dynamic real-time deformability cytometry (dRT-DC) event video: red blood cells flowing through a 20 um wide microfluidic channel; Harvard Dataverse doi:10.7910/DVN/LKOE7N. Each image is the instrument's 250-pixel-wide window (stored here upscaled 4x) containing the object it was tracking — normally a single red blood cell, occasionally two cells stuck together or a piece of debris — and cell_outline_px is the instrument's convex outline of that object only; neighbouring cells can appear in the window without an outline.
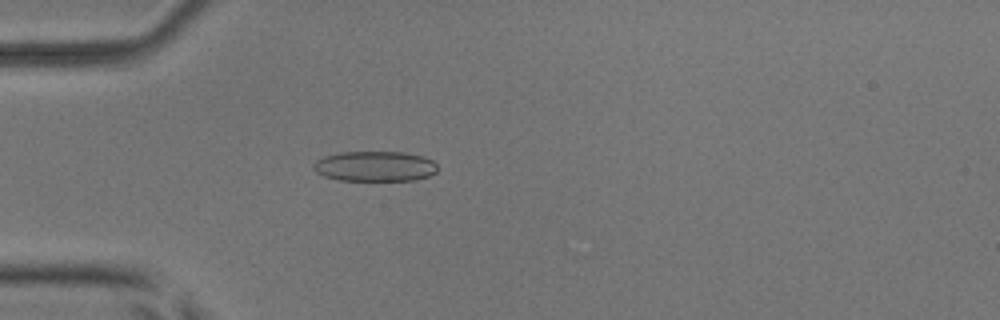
{"species": "common noctule bat (a hibernating species)", "species_latin": "Nyctalus noctula", "temperature_condition": "room temperature", "stored_images_in_passage": 53, "camera_frame_rate_fps": 3000, "um_per_image_px": 0.085, "animal": {"sex": "male", "body_mass_g": 17.9, "forearm_length_mm": 54.2}, "frame": {"image": 1, "passage_image": 16, "time_ms": 5.0, "image_size_px": [1000, 320], "cell_outline_px": [[440, 168], [436, 172], [428, 176], [416, 180], [340, 180], [324, 176], [316, 172], [312, 168], [312, 164], [316, 160], [324, 156], [340, 152], [404, 152], [424, 156], [432, 160]], "centroid_in_image_um": [31.88, 14.13], "position_along_channel_um": 53.1, "area_um2": 22.02}}
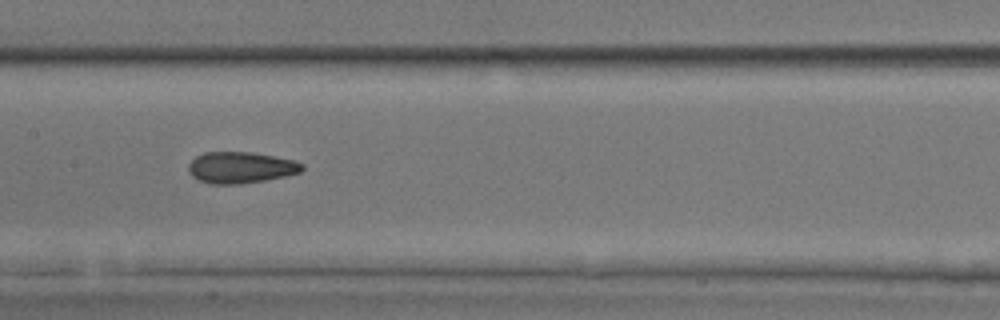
{"frame": {"image": 2, "passage_image": 27, "time_ms": 8.667, "image_size_px": [1000, 320], "cell_outline_px": [[304, 168], [300, 172], [288, 176], [264, 180], [236, 184], [212, 184], [200, 180], [192, 176], [188, 172], [188, 164], [196, 156], [204, 152], [252, 152], [296, 160], [304, 164]], "centroid_in_image_um": [20.48, 14.23], "position_along_channel_um": 186.9, "area_um2": 20.87}}
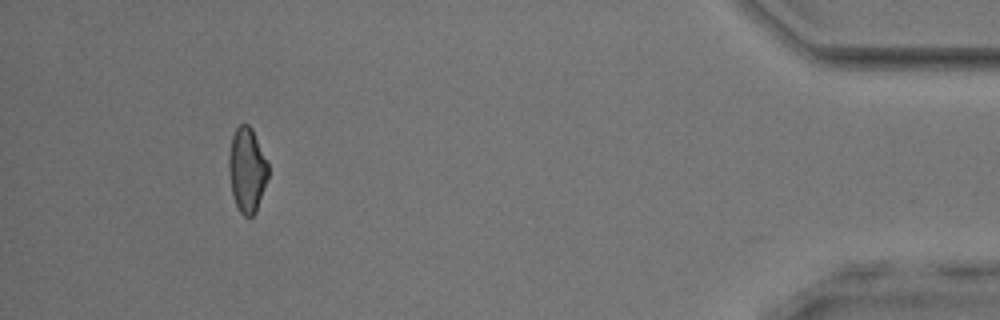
{"frame": {"image": 3, "passage_image": 49, "time_ms": 16.0, "image_size_px": [1000, 320], "cell_outline_px": [[268, 176], [256, 212], [252, 216], [244, 216], [240, 212], [236, 204], [232, 192], [228, 172], [228, 156], [232, 136], [236, 128], [240, 124], [248, 124], [252, 128], [268, 164]], "centroid_in_image_um": [20.98, 14.43], "position_along_channel_um": 414.2, "area_um2": 19.31}, "authors_computed_cell_mechanics": {"area_um2": 20.8658, "velocity_mm_per_s": 3.9532, "shape_relaxation_time_tau1_ms": null, "shape_relaxation_time_tau2_ms": 2.1943, "deformation_change_tau1": null, "deformation_change_tau2": 0.091}}